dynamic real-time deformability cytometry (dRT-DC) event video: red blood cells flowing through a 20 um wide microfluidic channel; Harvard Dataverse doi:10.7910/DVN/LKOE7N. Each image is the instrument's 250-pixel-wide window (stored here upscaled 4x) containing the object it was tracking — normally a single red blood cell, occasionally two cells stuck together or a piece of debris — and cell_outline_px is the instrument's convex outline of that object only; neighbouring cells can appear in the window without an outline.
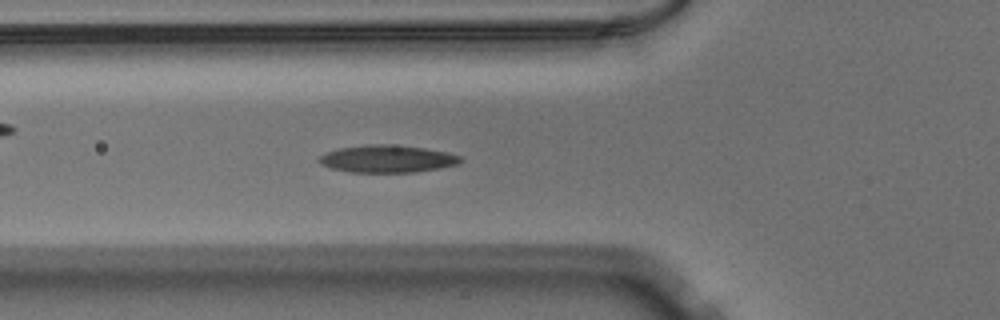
{"species": "Egyptian fruit bat (a non-hibernating species)", "species_latin": "Rousettus aegyptiacus", "temperature_condition": "warm", "stored_images_in_passage": 52, "camera_frame_rate_fps": 3000, "um_per_image_px": 0.085, "animal": {"sex": "male"}, "frame": {"image": 1, "passage_image": 18, "time_ms": 5.667, "image_size_px": [1000, 320], "cell_outline_px": [[464, 160], [460, 164], [440, 168], [416, 172], [348, 172], [332, 168], [320, 164], [316, 160], [324, 152], [336, 148], [364, 144], [392, 144], [424, 148], [448, 152], [460, 156]], "centroid_in_image_um": [32.9, 13.49], "position_along_channel_um": 92.9, "area_um2": 23.0}}
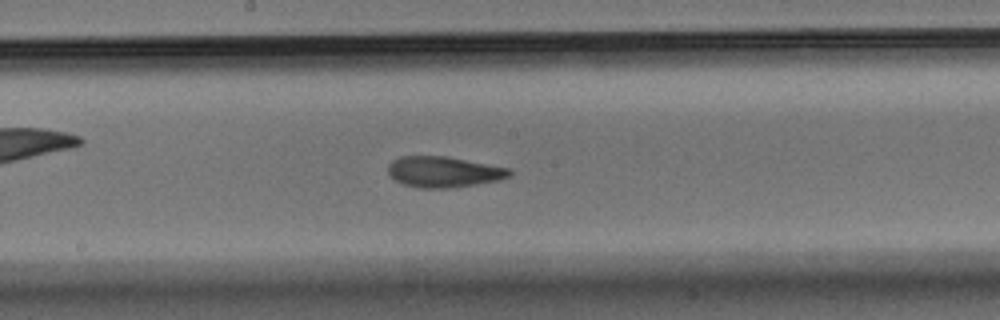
{"frame": {"image": 2, "passage_image": 27, "time_ms": 8.667, "image_size_px": [1000, 320], "cell_outline_px": [[512, 172], [508, 176], [500, 180], [476, 184], [448, 188], [420, 188], [400, 184], [388, 172], [388, 164], [392, 160], [400, 156], [448, 156], [508, 168]], "centroid_in_image_um": [37.67, 14.61], "position_along_channel_um": 210.5, "area_um2": 21.79}}
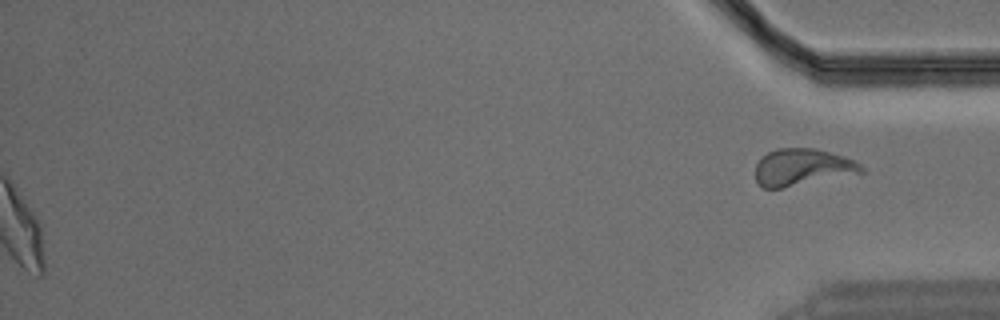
{"frame": {"image": 3, "passage_image": 52, "time_ms": 17.0, "image_size_px": [1000, 320], "cell_outline_px": [[864, 172], [780, 188], [764, 188], [756, 180], [756, 164], [760, 156], [776, 148], [816, 148], [844, 156], [860, 164], [864, 168]], "centroid_in_image_um": [68.16, 14.19], "position_along_channel_um": 367.0, "area_um2": 22.6}}